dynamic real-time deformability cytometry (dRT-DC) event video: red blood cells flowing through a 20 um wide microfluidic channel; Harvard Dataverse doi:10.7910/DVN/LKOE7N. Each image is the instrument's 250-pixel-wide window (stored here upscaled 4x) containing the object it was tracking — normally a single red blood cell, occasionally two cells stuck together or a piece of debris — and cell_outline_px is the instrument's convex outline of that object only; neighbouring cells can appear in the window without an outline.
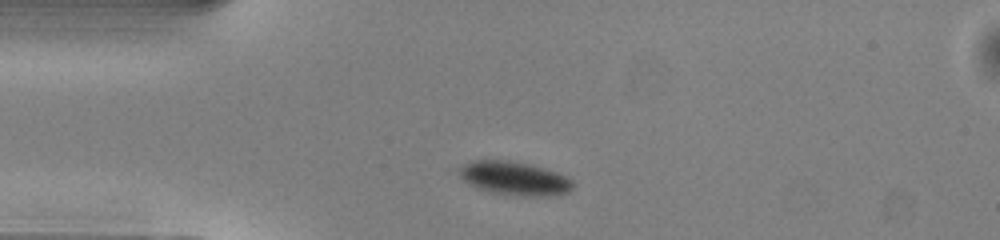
{"species": "common noctule bat (a hibernating species)", "species_latin": "Nyctalus noctula", "temperature_condition": "warm", "stored_images_in_passage": 40, "camera_frame_rate_fps": 3000, "um_per_image_px": 0.085, "animal": {"sex": "male", "body_mass_g": 13.0, "forearm_length_mm": 53.1}, "frame": {"image": 1, "passage_image": 1, "time_ms": 0.0, "image_size_px": [1000, 240], "cell_outline_px": [[572, 188], [568, 192], [556, 196], [524, 196], [492, 192], [476, 188], [468, 184], [460, 176], [460, 168], [464, 164], [472, 160], [508, 160], [528, 164], [544, 168], [556, 172], [572, 180]], "centroid_in_image_um": [43.72, 15.16], "position_along_channel_um": 41.3, "area_um2": 22.14}}
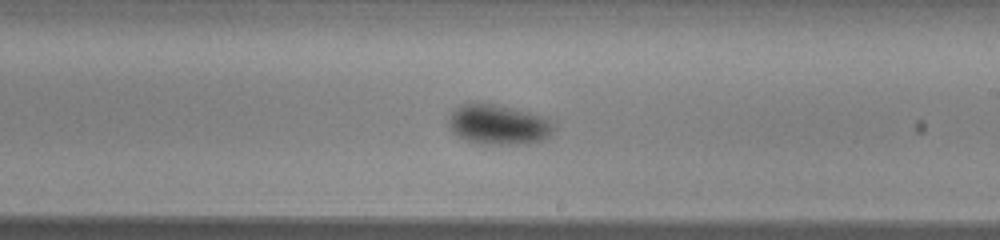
{"frame": {"image": 2, "passage_image": 18, "time_ms": 5.667, "image_size_px": [1000, 240], "cell_outline_px": [[556, 128], [544, 140], [528, 144], [480, 144], [468, 140], [452, 132], [448, 124], [448, 116], [460, 104], [492, 104], [512, 108], [544, 116], [556, 124]], "centroid_in_image_um": [42.4, 10.61], "position_along_channel_um": 246.6, "area_um2": 24.51}}
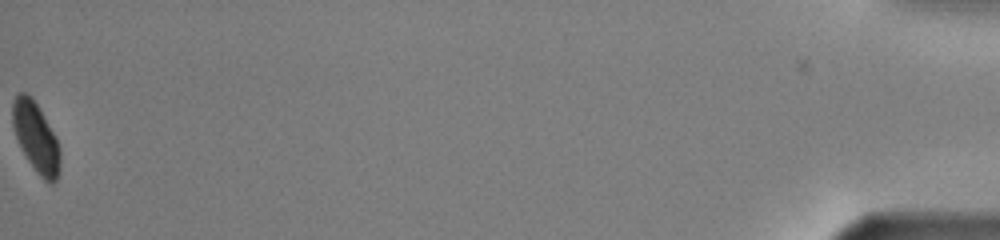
{"frame": {"image": 3, "passage_image": 40, "time_ms": 13.0, "image_size_px": [1000, 240], "cell_outline_px": [[60, 168], [56, 180], [52, 184], [48, 184], [40, 176], [28, 160], [16, 136], [12, 124], [12, 104], [16, 96], [20, 92], [24, 92], [32, 96], [56, 136], [60, 148]], "centroid_in_image_um": [3.07, 11.67], "position_along_channel_um": 432.1, "area_um2": 19.25}, "authors_computed_cell_mechanics": {"area_um2": 22.9177, "velocity_mm_per_s": 4.0173, "shape_relaxation_time_tau1_ms": 4.4596, "shape_relaxation_time_tau2_ms": null, "deformation_change_tau1": 0.0771, "deformation_change_tau2": null}}